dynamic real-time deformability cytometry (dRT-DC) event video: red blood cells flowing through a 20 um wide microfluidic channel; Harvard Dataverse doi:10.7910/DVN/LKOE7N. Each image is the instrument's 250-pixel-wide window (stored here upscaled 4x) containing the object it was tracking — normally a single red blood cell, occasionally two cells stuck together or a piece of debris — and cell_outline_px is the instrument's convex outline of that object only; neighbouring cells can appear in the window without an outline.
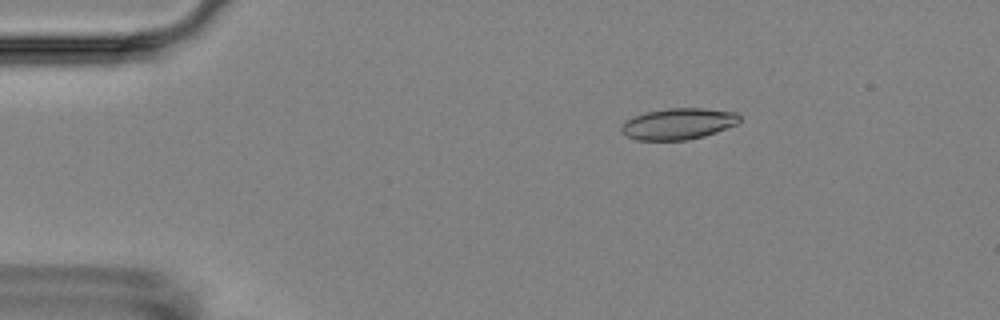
{"species": "Egyptian fruit bat (a non-hibernating species)", "species_latin": "Rousettus aegyptiacus", "temperature_condition": "room temperature", "stored_images_in_passage": 5, "camera_frame_rate_fps": 3000, "um_per_image_px": 0.085, "animal": {"sex": "female"}, "frame": {"image": 1, "passage_image": 3, "time_ms": 2.0, "image_size_px": [1000, 320], "cell_outline_px": [[740, 120], [736, 124], [716, 132], [704, 136], [688, 140], [636, 140], [628, 136], [620, 128], [632, 116], [648, 112], [668, 108], [704, 108], [736, 112], [740, 116]], "centroid_in_image_um": [57.68, 10.52], "position_along_channel_um": 27.3, "area_um2": 21.33}}